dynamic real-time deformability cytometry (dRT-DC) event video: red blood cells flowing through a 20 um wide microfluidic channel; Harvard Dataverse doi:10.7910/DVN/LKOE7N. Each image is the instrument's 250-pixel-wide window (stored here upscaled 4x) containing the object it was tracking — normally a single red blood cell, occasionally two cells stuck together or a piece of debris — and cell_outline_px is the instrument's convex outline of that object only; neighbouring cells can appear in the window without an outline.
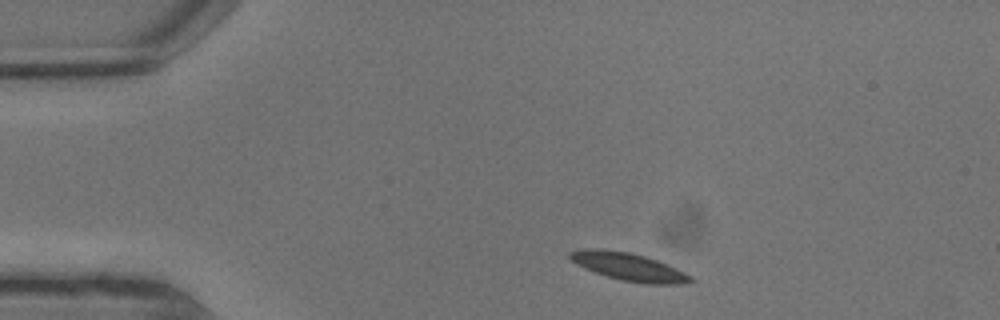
{"species": "common noctule bat (a hibernating species)", "species_latin": "Nyctalus noctula", "temperature_condition": "warm", "stored_images_in_passage": 3, "camera_frame_rate_fps": 3000, "um_per_image_px": 0.085, "animal": {"sex": "male", "body_mass_g": 13.3}, "frame": {"image": 1, "passage_image": 1, "time_ms": 0.0, "image_size_px": [1000, 320], "cell_outline_px": [[696, 280], [680, 284], [644, 284], [620, 280], [584, 268], [576, 264], [568, 256], [568, 252], [584, 248], [596, 248], [628, 252], [644, 256], [668, 264], [692, 276]], "centroid_in_image_um": [53.44, 22.68], "position_along_channel_um": 31.6, "area_um2": 19.54}}